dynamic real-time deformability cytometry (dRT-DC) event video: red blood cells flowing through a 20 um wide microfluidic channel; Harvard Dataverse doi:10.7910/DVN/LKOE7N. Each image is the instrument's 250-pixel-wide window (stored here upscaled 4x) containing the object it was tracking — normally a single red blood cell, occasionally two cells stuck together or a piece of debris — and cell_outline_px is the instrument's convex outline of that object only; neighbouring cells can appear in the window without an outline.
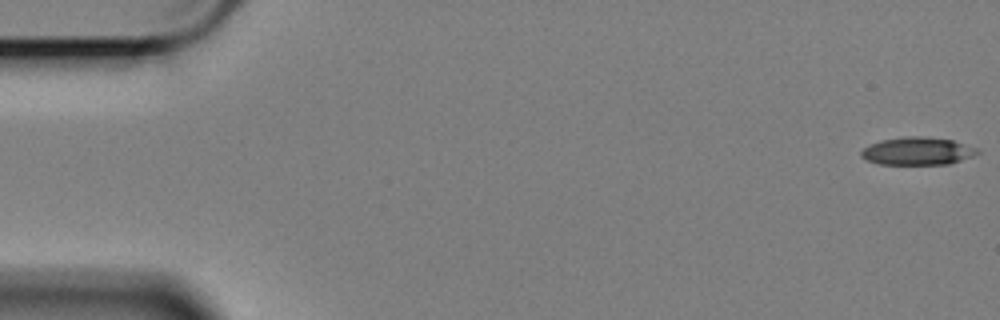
{"species": "Egyptian fruit bat (a non-hibernating species)", "species_latin": "Rousettus aegyptiacus", "temperature_condition": "cold", "stored_images_in_passage": 8, "camera_frame_rate_fps": 3000, "um_per_image_px": 0.085, "animal": {"sex": "female"}, "frame": {"image": 1, "passage_image": 1, "time_ms": 0.0, "image_size_px": [1000, 320], "cell_outline_px": [[980, 152], [972, 156], [948, 164], [880, 164], [868, 160], [860, 156], [860, 152], [864, 148], [880, 140], [908, 136], [924, 136], [952, 140], [976, 148]], "centroid_in_image_um": [77.97, 12.84], "position_along_channel_um": 7.0, "area_um2": 18.55}}